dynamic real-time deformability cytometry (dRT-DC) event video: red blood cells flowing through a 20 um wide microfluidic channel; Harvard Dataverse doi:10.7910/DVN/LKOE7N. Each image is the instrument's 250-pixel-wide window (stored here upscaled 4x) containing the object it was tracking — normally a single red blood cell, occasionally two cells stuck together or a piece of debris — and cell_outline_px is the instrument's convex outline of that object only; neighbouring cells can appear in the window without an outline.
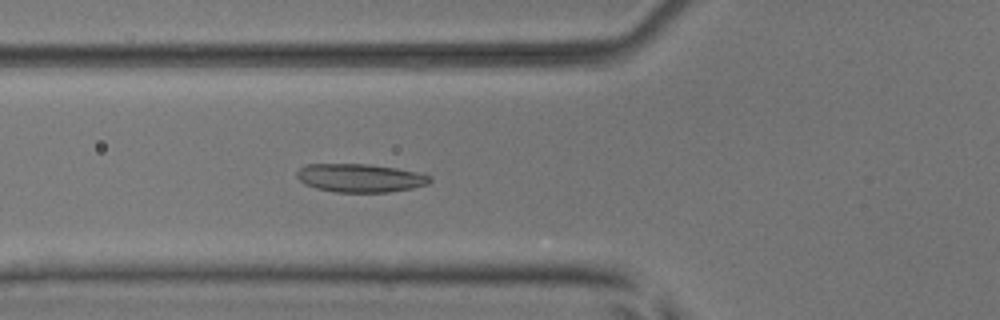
{"species": "common noctule bat (a hibernating species)", "species_latin": "Nyctalus noctula", "temperature_condition": "room temperature", "stored_images_in_passage": 2, "camera_frame_rate_fps": 3000, "um_per_image_px": 0.085, "animal": {"sex": "male", "body_mass_g": 17.9, "forearm_length_mm": 54.2}, "frame": {"image": 1, "passage_image": 2, "time_ms": 1.0, "image_size_px": [1000, 320], "cell_outline_px": [[432, 180], [428, 184], [412, 188], [388, 192], [336, 192], [316, 188], [304, 184], [296, 176], [296, 172], [304, 164], [368, 164], [424, 172], [432, 176]], "centroid_in_image_um": [30.65, 15.12], "position_along_channel_um": 95.2, "area_um2": 22.25}}